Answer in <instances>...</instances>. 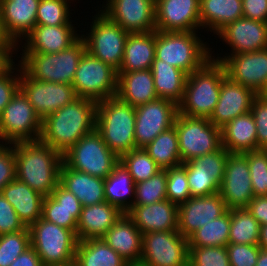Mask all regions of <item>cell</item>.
Here are the masks:
<instances>
[{"label":"cell","instance_id":"obj_1","mask_svg":"<svg viewBox=\"0 0 267 266\" xmlns=\"http://www.w3.org/2000/svg\"><path fill=\"white\" fill-rule=\"evenodd\" d=\"M97 102L78 97L42 120L40 141L60 154L96 129Z\"/></svg>","mask_w":267,"mask_h":266},{"label":"cell","instance_id":"obj_2","mask_svg":"<svg viewBox=\"0 0 267 266\" xmlns=\"http://www.w3.org/2000/svg\"><path fill=\"white\" fill-rule=\"evenodd\" d=\"M13 145L16 178L44 197L50 196L59 184L63 155L40 140Z\"/></svg>","mask_w":267,"mask_h":266},{"label":"cell","instance_id":"obj_3","mask_svg":"<svg viewBox=\"0 0 267 266\" xmlns=\"http://www.w3.org/2000/svg\"><path fill=\"white\" fill-rule=\"evenodd\" d=\"M135 119V107L122 101L117 95L97 102L96 130L119 158L136 149Z\"/></svg>","mask_w":267,"mask_h":266},{"label":"cell","instance_id":"obj_4","mask_svg":"<svg viewBox=\"0 0 267 266\" xmlns=\"http://www.w3.org/2000/svg\"><path fill=\"white\" fill-rule=\"evenodd\" d=\"M225 77L224 66L212 59L199 70L189 74L183 99L178 104V113L209 119L219 100L221 83Z\"/></svg>","mask_w":267,"mask_h":266},{"label":"cell","instance_id":"obj_5","mask_svg":"<svg viewBox=\"0 0 267 266\" xmlns=\"http://www.w3.org/2000/svg\"><path fill=\"white\" fill-rule=\"evenodd\" d=\"M197 33L200 32L155 30V59L171 64L187 75L199 70L211 59L214 50Z\"/></svg>","mask_w":267,"mask_h":266},{"label":"cell","instance_id":"obj_6","mask_svg":"<svg viewBox=\"0 0 267 266\" xmlns=\"http://www.w3.org/2000/svg\"><path fill=\"white\" fill-rule=\"evenodd\" d=\"M86 52L84 40L80 37L69 48L58 53H20L18 63L32 79L42 82L72 85L77 66Z\"/></svg>","mask_w":267,"mask_h":266},{"label":"cell","instance_id":"obj_7","mask_svg":"<svg viewBox=\"0 0 267 266\" xmlns=\"http://www.w3.org/2000/svg\"><path fill=\"white\" fill-rule=\"evenodd\" d=\"M30 243L43 266H70L74 264L78 239L70 230L42 217L29 227Z\"/></svg>","mask_w":267,"mask_h":266},{"label":"cell","instance_id":"obj_8","mask_svg":"<svg viewBox=\"0 0 267 266\" xmlns=\"http://www.w3.org/2000/svg\"><path fill=\"white\" fill-rule=\"evenodd\" d=\"M63 162L76 171L106 179L120 158L108 148L95 129L63 154Z\"/></svg>","mask_w":267,"mask_h":266},{"label":"cell","instance_id":"obj_9","mask_svg":"<svg viewBox=\"0 0 267 266\" xmlns=\"http://www.w3.org/2000/svg\"><path fill=\"white\" fill-rule=\"evenodd\" d=\"M92 17L93 21L88 30L90 32H86V35L81 34L86 51L118 71L123 61L129 33L100 10Z\"/></svg>","mask_w":267,"mask_h":266},{"label":"cell","instance_id":"obj_10","mask_svg":"<svg viewBox=\"0 0 267 266\" xmlns=\"http://www.w3.org/2000/svg\"><path fill=\"white\" fill-rule=\"evenodd\" d=\"M42 119L19 89L0 115V144L39 141Z\"/></svg>","mask_w":267,"mask_h":266},{"label":"cell","instance_id":"obj_11","mask_svg":"<svg viewBox=\"0 0 267 266\" xmlns=\"http://www.w3.org/2000/svg\"><path fill=\"white\" fill-rule=\"evenodd\" d=\"M173 126L178 135L182 163L222 147L221 129L207 118H194L177 113Z\"/></svg>","mask_w":267,"mask_h":266},{"label":"cell","instance_id":"obj_12","mask_svg":"<svg viewBox=\"0 0 267 266\" xmlns=\"http://www.w3.org/2000/svg\"><path fill=\"white\" fill-rule=\"evenodd\" d=\"M72 86L78 97L99 102L117 95L118 72L86 51L77 66Z\"/></svg>","mask_w":267,"mask_h":266},{"label":"cell","instance_id":"obj_13","mask_svg":"<svg viewBox=\"0 0 267 266\" xmlns=\"http://www.w3.org/2000/svg\"><path fill=\"white\" fill-rule=\"evenodd\" d=\"M141 261L148 266H189L188 238L178 230L145 233Z\"/></svg>","mask_w":267,"mask_h":266},{"label":"cell","instance_id":"obj_14","mask_svg":"<svg viewBox=\"0 0 267 266\" xmlns=\"http://www.w3.org/2000/svg\"><path fill=\"white\" fill-rule=\"evenodd\" d=\"M178 105L172 100L157 98L135 107V145L144 148L160 133L174 125Z\"/></svg>","mask_w":267,"mask_h":266},{"label":"cell","instance_id":"obj_15","mask_svg":"<svg viewBox=\"0 0 267 266\" xmlns=\"http://www.w3.org/2000/svg\"><path fill=\"white\" fill-rule=\"evenodd\" d=\"M215 57L211 55L212 60L224 66L226 76L233 82L252 89L257 95L267 86V49Z\"/></svg>","mask_w":267,"mask_h":266},{"label":"cell","instance_id":"obj_16","mask_svg":"<svg viewBox=\"0 0 267 266\" xmlns=\"http://www.w3.org/2000/svg\"><path fill=\"white\" fill-rule=\"evenodd\" d=\"M20 89L42 120L78 98L72 85L34 80L21 66Z\"/></svg>","mask_w":267,"mask_h":266},{"label":"cell","instance_id":"obj_17","mask_svg":"<svg viewBox=\"0 0 267 266\" xmlns=\"http://www.w3.org/2000/svg\"><path fill=\"white\" fill-rule=\"evenodd\" d=\"M105 3L100 11L128 33L156 30L155 0H106Z\"/></svg>","mask_w":267,"mask_h":266},{"label":"cell","instance_id":"obj_18","mask_svg":"<svg viewBox=\"0 0 267 266\" xmlns=\"http://www.w3.org/2000/svg\"><path fill=\"white\" fill-rule=\"evenodd\" d=\"M219 194L228 209L246 208L254 198L247 156L229 153Z\"/></svg>","mask_w":267,"mask_h":266},{"label":"cell","instance_id":"obj_19","mask_svg":"<svg viewBox=\"0 0 267 266\" xmlns=\"http://www.w3.org/2000/svg\"><path fill=\"white\" fill-rule=\"evenodd\" d=\"M155 24L158 31L198 32L200 0H155Z\"/></svg>","mask_w":267,"mask_h":266},{"label":"cell","instance_id":"obj_20","mask_svg":"<svg viewBox=\"0 0 267 266\" xmlns=\"http://www.w3.org/2000/svg\"><path fill=\"white\" fill-rule=\"evenodd\" d=\"M229 209L219 192L190 197L178 206L177 230L186 238L194 231L224 215Z\"/></svg>","mask_w":267,"mask_h":266},{"label":"cell","instance_id":"obj_21","mask_svg":"<svg viewBox=\"0 0 267 266\" xmlns=\"http://www.w3.org/2000/svg\"><path fill=\"white\" fill-rule=\"evenodd\" d=\"M216 35L231 52L223 56L267 49V23L241 17L227 24Z\"/></svg>","mask_w":267,"mask_h":266},{"label":"cell","instance_id":"obj_22","mask_svg":"<svg viewBox=\"0 0 267 266\" xmlns=\"http://www.w3.org/2000/svg\"><path fill=\"white\" fill-rule=\"evenodd\" d=\"M72 22L73 20L61 26L36 25L23 39L24 44L20 43L17 46V50L22 49L20 53L48 54L69 48L81 37V34L77 33V27H74L76 24ZM20 45H23L22 48Z\"/></svg>","mask_w":267,"mask_h":266},{"label":"cell","instance_id":"obj_23","mask_svg":"<svg viewBox=\"0 0 267 266\" xmlns=\"http://www.w3.org/2000/svg\"><path fill=\"white\" fill-rule=\"evenodd\" d=\"M256 96L252 89L226 76L221 83L219 100L208 120L221 129L239 115L250 112Z\"/></svg>","mask_w":267,"mask_h":266},{"label":"cell","instance_id":"obj_24","mask_svg":"<svg viewBox=\"0 0 267 266\" xmlns=\"http://www.w3.org/2000/svg\"><path fill=\"white\" fill-rule=\"evenodd\" d=\"M40 0H0L1 23L5 35L16 46L36 26Z\"/></svg>","mask_w":267,"mask_h":266},{"label":"cell","instance_id":"obj_25","mask_svg":"<svg viewBox=\"0 0 267 266\" xmlns=\"http://www.w3.org/2000/svg\"><path fill=\"white\" fill-rule=\"evenodd\" d=\"M126 214L142 234L177 230L178 205L168 199L149 205H133Z\"/></svg>","mask_w":267,"mask_h":266},{"label":"cell","instance_id":"obj_26","mask_svg":"<svg viewBox=\"0 0 267 266\" xmlns=\"http://www.w3.org/2000/svg\"><path fill=\"white\" fill-rule=\"evenodd\" d=\"M81 210L77 197L58 184L50 196L44 197L41 217L76 234Z\"/></svg>","mask_w":267,"mask_h":266},{"label":"cell","instance_id":"obj_27","mask_svg":"<svg viewBox=\"0 0 267 266\" xmlns=\"http://www.w3.org/2000/svg\"><path fill=\"white\" fill-rule=\"evenodd\" d=\"M123 214L118 207L106 201L82 206L76 230L78 241L102 238Z\"/></svg>","mask_w":267,"mask_h":266},{"label":"cell","instance_id":"obj_28","mask_svg":"<svg viewBox=\"0 0 267 266\" xmlns=\"http://www.w3.org/2000/svg\"><path fill=\"white\" fill-rule=\"evenodd\" d=\"M102 239L127 262L141 260L143 234L126 213Z\"/></svg>","mask_w":267,"mask_h":266},{"label":"cell","instance_id":"obj_29","mask_svg":"<svg viewBox=\"0 0 267 266\" xmlns=\"http://www.w3.org/2000/svg\"><path fill=\"white\" fill-rule=\"evenodd\" d=\"M104 178L69 168L64 162L59 173V184L72 192L82 206H90L105 202Z\"/></svg>","mask_w":267,"mask_h":266},{"label":"cell","instance_id":"obj_30","mask_svg":"<svg viewBox=\"0 0 267 266\" xmlns=\"http://www.w3.org/2000/svg\"><path fill=\"white\" fill-rule=\"evenodd\" d=\"M13 206L25 227H30L42 216L44 196L15 178L0 192Z\"/></svg>","mask_w":267,"mask_h":266},{"label":"cell","instance_id":"obj_31","mask_svg":"<svg viewBox=\"0 0 267 266\" xmlns=\"http://www.w3.org/2000/svg\"><path fill=\"white\" fill-rule=\"evenodd\" d=\"M117 96L133 107L156 100L151 69L118 72Z\"/></svg>","mask_w":267,"mask_h":266},{"label":"cell","instance_id":"obj_32","mask_svg":"<svg viewBox=\"0 0 267 266\" xmlns=\"http://www.w3.org/2000/svg\"><path fill=\"white\" fill-rule=\"evenodd\" d=\"M222 146L229 153L257 150V131L250 112L239 115L221 128Z\"/></svg>","mask_w":267,"mask_h":266},{"label":"cell","instance_id":"obj_33","mask_svg":"<svg viewBox=\"0 0 267 266\" xmlns=\"http://www.w3.org/2000/svg\"><path fill=\"white\" fill-rule=\"evenodd\" d=\"M155 59V31L143 33H129L124 57L117 72H131L151 69Z\"/></svg>","mask_w":267,"mask_h":266},{"label":"cell","instance_id":"obj_34","mask_svg":"<svg viewBox=\"0 0 267 266\" xmlns=\"http://www.w3.org/2000/svg\"><path fill=\"white\" fill-rule=\"evenodd\" d=\"M243 17L242 0H200L201 29L217 34Z\"/></svg>","mask_w":267,"mask_h":266},{"label":"cell","instance_id":"obj_35","mask_svg":"<svg viewBox=\"0 0 267 266\" xmlns=\"http://www.w3.org/2000/svg\"><path fill=\"white\" fill-rule=\"evenodd\" d=\"M154 87L158 98L172 100L177 105L184 96L187 74L161 59H154L151 66Z\"/></svg>","mask_w":267,"mask_h":266},{"label":"cell","instance_id":"obj_36","mask_svg":"<svg viewBox=\"0 0 267 266\" xmlns=\"http://www.w3.org/2000/svg\"><path fill=\"white\" fill-rule=\"evenodd\" d=\"M106 202L127 213L135 200V182L124 165L119 162L105 179ZM131 198V199H130Z\"/></svg>","mask_w":267,"mask_h":266},{"label":"cell","instance_id":"obj_37","mask_svg":"<svg viewBox=\"0 0 267 266\" xmlns=\"http://www.w3.org/2000/svg\"><path fill=\"white\" fill-rule=\"evenodd\" d=\"M127 261L102 238L78 241L75 266H125Z\"/></svg>","mask_w":267,"mask_h":266},{"label":"cell","instance_id":"obj_38","mask_svg":"<svg viewBox=\"0 0 267 266\" xmlns=\"http://www.w3.org/2000/svg\"><path fill=\"white\" fill-rule=\"evenodd\" d=\"M144 149L161 170L174 168L182 164L178 135L174 126L160 133Z\"/></svg>","mask_w":267,"mask_h":266},{"label":"cell","instance_id":"obj_39","mask_svg":"<svg viewBox=\"0 0 267 266\" xmlns=\"http://www.w3.org/2000/svg\"><path fill=\"white\" fill-rule=\"evenodd\" d=\"M230 209L221 217L212 220L188 237L189 247L226 246L230 234Z\"/></svg>","mask_w":267,"mask_h":266},{"label":"cell","instance_id":"obj_40","mask_svg":"<svg viewBox=\"0 0 267 266\" xmlns=\"http://www.w3.org/2000/svg\"><path fill=\"white\" fill-rule=\"evenodd\" d=\"M229 243L258 245L260 224L246 208L230 209Z\"/></svg>","mask_w":267,"mask_h":266},{"label":"cell","instance_id":"obj_41","mask_svg":"<svg viewBox=\"0 0 267 266\" xmlns=\"http://www.w3.org/2000/svg\"><path fill=\"white\" fill-rule=\"evenodd\" d=\"M120 162L128 170L135 184L150 179L161 170L144 148H136L123 154Z\"/></svg>","mask_w":267,"mask_h":266},{"label":"cell","instance_id":"obj_42","mask_svg":"<svg viewBox=\"0 0 267 266\" xmlns=\"http://www.w3.org/2000/svg\"><path fill=\"white\" fill-rule=\"evenodd\" d=\"M74 0H40L36 25L61 26L68 24L72 18L70 14L71 2Z\"/></svg>","mask_w":267,"mask_h":266},{"label":"cell","instance_id":"obj_43","mask_svg":"<svg viewBox=\"0 0 267 266\" xmlns=\"http://www.w3.org/2000/svg\"><path fill=\"white\" fill-rule=\"evenodd\" d=\"M166 184V170H160L150 179L135 184L133 205H149L166 200Z\"/></svg>","mask_w":267,"mask_h":266},{"label":"cell","instance_id":"obj_44","mask_svg":"<svg viewBox=\"0 0 267 266\" xmlns=\"http://www.w3.org/2000/svg\"><path fill=\"white\" fill-rule=\"evenodd\" d=\"M30 246L28 227L22 231L0 235V266H10Z\"/></svg>","mask_w":267,"mask_h":266},{"label":"cell","instance_id":"obj_45","mask_svg":"<svg viewBox=\"0 0 267 266\" xmlns=\"http://www.w3.org/2000/svg\"><path fill=\"white\" fill-rule=\"evenodd\" d=\"M228 157L229 152L222 146L217 151L195 157L182 164L186 169H197V171H206L212 174L213 178L221 184L224 178L225 164Z\"/></svg>","mask_w":267,"mask_h":266},{"label":"cell","instance_id":"obj_46","mask_svg":"<svg viewBox=\"0 0 267 266\" xmlns=\"http://www.w3.org/2000/svg\"><path fill=\"white\" fill-rule=\"evenodd\" d=\"M247 156L254 197L267 196V150L244 153Z\"/></svg>","mask_w":267,"mask_h":266},{"label":"cell","instance_id":"obj_47","mask_svg":"<svg viewBox=\"0 0 267 266\" xmlns=\"http://www.w3.org/2000/svg\"><path fill=\"white\" fill-rule=\"evenodd\" d=\"M166 178L167 199L170 202L179 206L192 197L186 176V168L183 164L166 169Z\"/></svg>","mask_w":267,"mask_h":266},{"label":"cell","instance_id":"obj_48","mask_svg":"<svg viewBox=\"0 0 267 266\" xmlns=\"http://www.w3.org/2000/svg\"><path fill=\"white\" fill-rule=\"evenodd\" d=\"M189 266H230L226 246L189 247Z\"/></svg>","mask_w":267,"mask_h":266},{"label":"cell","instance_id":"obj_49","mask_svg":"<svg viewBox=\"0 0 267 266\" xmlns=\"http://www.w3.org/2000/svg\"><path fill=\"white\" fill-rule=\"evenodd\" d=\"M186 176L192 197L207 196L219 192L220 184L212 174L197 169H186Z\"/></svg>","mask_w":267,"mask_h":266},{"label":"cell","instance_id":"obj_50","mask_svg":"<svg viewBox=\"0 0 267 266\" xmlns=\"http://www.w3.org/2000/svg\"><path fill=\"white\" fill-rule=\"evenodd\" d=\"M230 266H255L260 252L259 245L233 244L226 245Z\"/></svg>","mask_w":267,"mask_h":266},{"label":"cell","instance_id":"obj_51","mask_svg":"<svg viewBox=\"0 0 267 266\" xmlns=\"http://www.w3.org/2000/svg\"><path fill=\"white\" fill-rule=\"evenodd\" d=\"M256 131H257V150H267V100L261 95H257L251 106Z\"/></svg>","mask_w":267,"mask_h":266},{"label":"cell","instance_id":"obj_52","mask_svg":"<svg viewBox=\"0 0 267 266\" xmlns=\"http://www.w3.org/2000/svg\"><path fill=\"white\" fill-rule=\"evenodd\" d=\"M19 89L20 64L16 63L6 73L0 76V115Z\"/></svg>","mask_w":267,"mask_h":266},{"label":"cell","instance_id":"obj_53","mask_svg":"<svg viewBox=\"0 0 267 266\" xmlns=\"http://www.w3.org/2000/svg\"><path fill=\"white\" fill-rule=\"evenodd\" d=\"M25 228L13 206L0 193V235L22 231Z\"/></svg>","mask_w":267,"mask_h":266},{"label":"cell","instance_id":"obj_54","mask_svg":"<svg viewBox=\"0 0 267 266\" xmlns=\"http://www.w3.org/2000/svg\"><path fill=\"white\" fill-rule=\"evenodd\" d=\"M16 178L13 144H0V192Z\"/></svg>","mask_w":267,"mask_h":266},{"label":"cell","instance_id":"obj_55","mask_svg":"<svg viewBox=\"0 0 267 266\" xmlns=\"http://www.w3.org/2000/svg\"><path fill=\"white\" fill-rule=\"evenodd\" d=\"M243 17L267 23V0H242Z\"/></svg>","mask_w":267,"mask_h":266},{"label":"cell","instance_id":"obj_56","mask_svg":"<svg viewBox=\"0 0 267 266\" xmlns=\"http://www.w3.org/2000/svg\"><path fill=\"white\" fill-rule=\"evenodd\" d=\"M246 209L260 225H267V196L254 197Z\"/></svg>","mask_w":267,"mask_h":266},{"label":"cell","instance_id":"obj_57","mask_svg":"<svg viewBox=\"0 0 267 266\" xmlns=\"http://www.w3.org/2000/svg\"><path fill=\"white\" fill-rule=\"evenodd\" d=\"M17 50L15 44H0V76L6 73L16 62L12 59Z\"/></svg>","mask_w":267,"mask_h":266},{"label":"cell","instance_id":"obj_58","mask_svg":"<svg viewBox=\"0 0 267 266\" xmlns=\"http://www.w3.org/2000/svg\"><path fill=\"white\" fill-rule=\"evenodd\" d=\"M10 266H43L40 257L30 246Z\"/></svg>","mask_w":267,"mask_h":266},{"label":"cell","instance_id":"obj_59","mask_svg":"<svg viewBox=\"0 0 267 266\" xmlns=\"http://www.w3.org/2000/svg\"><path fill=\"white\" fill-rule=\"evenodd\" d=\"M259 247L267 250V225L260 226Z\"/></svg>","mask_w":267,"mask_h":266},{"label":"cell","instance_id":"obj_60","mask_svg":"<svg viewBox=\"0 0 267 266\" xmlns=\"http://www.w3.org/2000/svg\"><path fill=\"white\" fill-rule=\"evenodd\" d=\"M255 266H267V250L260 248L257 263Z\"/></svg>","mask_w":267,"mask_h":266},{"label":"cell","instance_id":"obj_61","mask_svg":"<svg viewBox=\"0 0 267 266\" xmlns=\"http://www.w3.org/2000/svg\"><path fill=\"white\" fill-rule=\"evenodd\" d=\"M0 44H13L4 33L1 23V14H0Z\"/></svg>","mask_w":267,"mask_h":266},{"label":"cell","instance_id":"obj_62","mask_svg":"<svg viewBox=\"0 0 267 266\" xmlns=\"http://www.w3.org/2000/svg\"><path fill=\"white\" fill-rule=\"evenodd\" d=\"M125 266H148V265L145 264V263H143V262L140 260V261L127 262Z\"/></svg>","mask_w":267,"mask_h":266},{"label":"cell","instance_id":"obj_63","mask_svg":"<svg viewBox=\"0 0 267 266\" xmlns=\"http://www.w3.org/2000/svg\"><path fill=\"white\" fill-rule=\"evenodd\" d=\"M259 95H261L265 100H267V86L264 88V90Z\"/></svg>","mask_w":267,"mask_h":266}]
</instances>
